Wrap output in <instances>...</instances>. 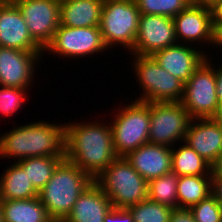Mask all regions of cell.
Wrapping results in <instances>:
<instances>
[{"instance_id":"1","label":"cell","mask_w":222,"mask_h":222,"mask_svg":"<svg viewBox=\"0 0 222 222\" xmlns=\"http://www.w3.org/2000/svg\"><path fill=\"white\" fill-rule=\"evenodd\" d=\"M108 124L100 120L65 124V159L93 180L117 158Z\"/></svg>"},{"instance_id":"2","label":"cell","mask_w":222,"mask_h":222,"mask_svg":"<svg viewBox=\"0 0 222 222\" xmlns=\"http://www.w3.org/2000/svg\"><path fill=\"white\" fill-rule=\"evenodd\" d=\"M65 124L25 123L0 136V157L17 161L39 156H65Z\"/></svg>"},{"instance_id":"3","label":"cell","mask_w":222,"mask_h":222,"mask_svg":"<svg viewBox=\"0 0 222 222\" xmlns=\"http://www.w3.org/2000/svg\"><path fill=\"white\" fill-rule=\"evenodd\" d=\"M94 180L77 165L63 159L38 197L54 222H63L81 193Z\"/></svg>"},{"instance_id":"4","label":"cell","mask_w":222,"mask_h":222,"mask_svg":"<svg viewBox=\"0 0 222 222\" xmlns=\"http://www.w3.org/2000/svg\"><path fill=\"white\" fill-rule=\"evenodd\" d=\"M94 181L113 207L128 208L148 199V182L125 157H117Z\"/></svg>"},{"instance_id":"5","label":"cell","mask_w":222,"mask_h":222,"mask_svg":"<svg viewBox=\"0 0 222 222\" xmlns=\"http://www.w3.org/2000/svg\"><path fill=\"white\" fill-rule=\"evenodd\" d=\"M110 126L113 148L117 157H126L130 152L149 143L150 103L134 100L123 107L117 106Z\"/></svg>"},{"instance_id":"6","label":"cell","mask_w":222,"mask_h":222,"mask_svg":"<svg viewBox=\"0 0 222 222\" xmlns=\"http://www.w3.org/2000/svg\"><path fill=\"white\" fill-rule=\"evenodd\" d=\"M134 55L132 67L142 88L139 100L152 102H181L184 96V83L162 68L152 56Z\"/></svg>"},{"instance_id":"7","label":"cell","mask_w":222,"mask_h":222,"mask_svg":"<svg viewBox=\"0 0 222 222\" xmlns=\"http://www.w3.org/2000/svg\"><path fill=\"white\" fill-rule=\"evenodd\" d=\"M139 17L134 0H104L99 28L106 47L113 49L121 45L130 52L135 44Z\"/></svg>"},{"instance_id":"8","label":"cell","mask_w":222,"mask_h":222,"mask_svg":"<svg viewBox=\"0 0 222 222\" xmlns=\"http://www.w3.org/2000/svg\"><path fill=\"white\" fill-rule=\"evenodd\" d=\"M210 61L206 59L184 84L181 103L191 119L213 118L220 105L216 95V70Z\"/></svg>"},{"instance_id":"9","label":"cell","mask_w":222,"mask_h":222,"mask_svg":"<svg viewBox=\"0 0 222 222\" xmlns=\"http://www.w3.org/2000/svg\"><path fill=\"white\" fill-rule=\"evenodd\" d=\"M190 120L181 102L150 103L149 143L174 147L184 141Z\"/></svg>"},{"instance_id":"10","label":"cell","mask_w":222,"mask_h":222,"mask_svg":"<svg viewBox=\"0 0 222 222\" xmlns=\"http://www.w3.org/2000/svg\"><path fill=\"white\" fill-rule=\"evenodd\" d=\"M108 50L99 26L68 27L59 25L51 42L43 50L64 58L86 57Z\"/></svg>"},{"instance_id":"11","label":"cell","mask_w":222,"mask_h":222,"mask_svg":"<svg viewBox=\"0 0 222 222\" xmlns=\"http://www.w3.org/2000/svg\"><path fill=\"white\" fill-rule=\"evenodd\" d=\"M32 39L44 50L60 25V0H15Z\"/></svg>"},{"instance_id":"12","label":"cell","mask_w":222,"mask_h":222,"mask_svg":"<svg viewBox=\"0 0 222 222\" xmlns=\"http://www.w3.org/2000/svg\"><path fill=\"white\" fill-rule=\"evenodd\" d=\"M177 43L174 22L171 17L140 14L135 44L129 53L151 56L155 52Z\"/></svg>"},{"instance_id":"13","label":"cell","mask_w":222,"mask_h":222,"mask_svg":"<svg viewBox=\"0 0 222 222\" xmlns=\"http://www.w3.org/2000/svg\"><path fill=\"white\" fill-rule=\"evenodd\" d=\"M177 41L193 45L198 41L214 45L213 9L209 6L189 5L185 10L172 18ZM186 42V43H185ZM189 43V44H188Z\"/></svg>"},{"instance_id":"14","label":"cell","mask_w":222,"mask_h":222,"mask_svg":"<svg viewBox=\"0 0 222 222\" xmlns=\"http://www.w3.org/2000/svg\"><path fill=\"white\" fill-rule=\"evenodd\" d=\"M43 53L0 46V86L29 88Z\"/></svg>"},{"instance_id":"15","label":"cell","mask_w":222,"mask_h":222,"mask_svg":"<svg viewBox=\"0 0 222 222\" xmlns=\"http://www.w3.org/2000/svg\"><path fill=\"white\" fill-rule=\"evenodd\" d=\"M198 49L192 45L177 43L159 50L151 56L162 68L185 84L208 58L206 52Z\"/></svg>"},{"instance_id":"16","label":"cell","mask_w":222,"mask_h":222,"mask_svg":"<svg viewBox=\"0 0 222 222\" xmlns=\"http://www.w3.org/2000/svg\"><path fill=\"white\" fill-rule=\"evenodd\" d=\"M0 46L22 51H43L32 39L20 10L13 2L0 3Z\"/></svg>"},{"instance_id":"17","label":"cell","mask_w":222,"mask_h":222,"mask_svg":"<svg viewBox=\"0 0 222 222\" xmlns=\"http://www.w3.org/2000/svg\"><path fill=\"white\" fill-rule=\"evenodd\" d=\"M184 142L212 165L222 152V126L214 118L191 119Z\"/></svg>"},{"instance_id":"18","label":"cell","mask_w":222,"mask_h":222,"mask_svg":"<svg viewBox=\"0 0 222 222\" xmlns=\"http://www.w3.org/2000/svg\"><path fill=\"white\" fill-rule=\"evenodd\" d=\"M125 158L147 182L172 171L171 148L164 145L146 143Z\"/></svg>"},{"instance_id":"19","label":"cell","mask_w":222,"mask_h":222,"mask_svg":"<svg viewBox=\"0 0 222 222\" xmlns=\"http://www.w3.org/2000/svg\"><path fill=\"white\" fill-rule=\"evenodd\" d=\"M112 207L111 200L93 181L78 197L63 222H104L105 215Z\"/></svg>"},{"instance_id":"20","label":"cell","mask_w":222,"mask_h":222,"mask_svg":"<svg viewBox=\"0 0 222 222\" xmlns=\"http://www.w3.org/2000/svg\"><path fill=\"white\" fill-rule=\"evenodd\" d=\"M104 0H60V25L99 26Z\"/></svg>"},{"instance_id":"21","label":"cell","mask_w":222,"mask_h":222,"mask_svg":"<svg viewBox=\"0 0 222 222\" xmlns=\"http://www.w3.org/2000/svg\"><path fill=\"white\" fill-rule=\"evenodd\" d=\"M10 166V167H9ZM0 175V200H21L38 197L27 172L16 162Z\"/></svg>"},{"instance_id":"22","label":"cell","mask_w":222,"mask_h":222,"mask_svg":"<svg viewBox=\"0 0 222 222\" xmlns=\"http://www.w3.org/2000/svg\"><path fill=\"white\" fill-rule=\"evenodd\" d=\"M3 222H54L39 197L0 200Z\"/></svg>"},{"instance_id":"23","label":"cell","mask_w":222,"mask_h":222,"mask_svg":"<svg viewBox=\"0 0 222 222\" xmlns=\"http://www.w3.org/2000/svg\"><path fill=\"white\" fill-rule=\"evenodd\" d=\"M212 194V175L179 176L177 208H190Z\"/></svg>"},{"instance_id":"24","label":"cell","mask_w":222,"mask_h":222,"mask_svg":"<svg viewBox=\"0 0 222 222\" xmlns=\"http://www.w3.org/2000/svg\"><path fill=\"white\" fill-rule=\"evenodd\" d=\"M181 143L177 149L171 148L172 172L178 176L212 175L211 165L184 141Z\"/></svg>"},{"instance_id":"25","label":"cell","mask_w":222,"mask_h":222,"mask_svg":"<svg viewBox=\"0 0 222 222\" xmlns=\"http://www.w3.org/2000/svg\"><path fill=\"white\" fill-rule=\"evenodd\" d=\"M65 156H37L16 161L27 172L34 188L40 190L51 179L58 164Z\"/></svg>"},{"instance_id":"26","label":"cell","mask_w":222,"mask_h":222,"mask_svg":"<svg viewBox=\"0 0 222 222\" xmlns=\"http://www.w3.org/2000/svg\"><path fill=\"white\" fill-rule=\"evenodd\" d=\"M178 175L166 173L148 182V199L171 209L177 208Z\"/></svg>"},{"instance_id":"27","label":"cell","mask_w":222,"mask_h":222,"mask_svg":"<svg viewBox=\"0 0 222 222\" xmlns=\"http://www.w3.org/2000/svg\"><path fill=\"white\" fill-rule=\"evenodd\" d=\"M134 222H169L171 208L149 199L126 208Z\"/></svg>"},{"instance_id":"28","label":"cell","mask_w":222,"mask_h":222,"mask_svg":"<svg viewBox=\"0 0 222 222\" xmlns=\"http://www.w3.org/2000/svg\"><path fill=\"white\" fill-rule=\"evenodd\" d=\"M140 14L175 17L189 5V0H134Z\"/></svg>"},{"instance_id":"29","label":"cell","mask_w":222,"mask_h":222,"mask_svg":"<svg viewBox=\"0 0 222 222\" xmlns=\"http://www.w3.org/2000/svg\"><path fill=\"white\" fill-rule=\"evenodd\" d=\"M29 88L5 87L0 88V113L5 117H13L18 109L23 107L29 95Z\"/></svg>"},{"instance_id":"30","label":"cell","mask_w":222,"mask_h":222,"mask_svg":"<svg viewBox=\"0 0 222 222\" xmlns=\"http://www.w3.org/2000/svg\"><path fill=\"white\" fill-rule=\"evenodd\" d=\"M189 209L195 222H222V204L216 200L213 194Z\"/></svg>"},{"instance_id":"31","label":"cell","mask_w":222,"mask_h":222,"mask_svg":"<svg viewBox=\"0 0 222 222\" xmlns=\"http://www.w3.org/2000/svg\"><path fill=\"white\" fill-rule=\"evenodd\" d=\"M104 222H134L131 213L126 208L112 207L105 215Z\"/></svg>"},{"instance_id":"32","label":"cell","mask_w":222,"mask_h":222,"mask_svg":"<svg viewBox=\"0 0 222 222\" xmlns=\"http://www.w3.org/2000/svg\"><path fill=\"white\" fill-rule=\"evenodd\" d=\"M169 222H195L189 208H174L171 210Z\"/></svg>"},{"instance_id":"33","label":"cell","mask_w":222,"mask_h":222,"mask_svg":"<svg viewBox=\"0 0 222 222\" xmlns=\"http://www.w3.org/2000/svg\"><path fill=\"white\" fill-rule=\"evenodd\" d=\"M214 68H216V95L219 104L222 105V64L219 67L214 65Z\"/></svg>"},{"instance_id":"34","label":"cell","mask_w":222,"mask_h":222,"mask_svg":"<svg viewBox=\"0 0 222 222\" xmlns=\"http://www.w3.org/2000/svg\"><path fill=\"white\" fill-rule=\"evenodd\" d=\"M212 194L222 204V178H212Z\"/></svg>"},{"instance_id":"35","label":"cell","mask_w":222,"mask_h":222,"mask_svg":"<svg viewBox=\"0 0 222 222\" xmlns=\"http://www.w3.org/2000/svg\"><path fill=\"white\" fill-rule=\"evenodd\" d=\"M214 46L222 49V21H214Z\"/></svg>"},{"instance_id":"36","label":"cell","mask_w":222,"mask_h":222,"mask_svg":"<svg viewBox=\"0 0 222 222\" xmlns=\"http://www.w3.org/2000/svg\"><path fill=\"white\" fill-rule=\"evenodd\" d=\"M211 174L212 178H222V152L219 154V157L211 165Z\"/></svg>"},{"instance_id":"37","label":"cell","mask_w":222,"mask_h":222,"mask_svg":"<svg viewBox=\"0 0 222 222\" xmlns=\"http://www.w3.org/2000/svg\"><path fill=\"white\" fill-rule=\"evenodd\" d=\"M212 9L214 21H222V0H219Z\"/></svg>"},{"instance_id":"38","label":"cell","mask_w":222,"mask_h":222,"mask_svg":"<svg viewBox=\"0 0 222 222\" xmlns=\"http://www.w3.org/2000/svg\"><path fill=\"white\" fill-rule=\"evenodd\" d=\"M219 0H189L190 5L213 7Z\"/></svg>"},{"instance_id":"39","label":"cell","mask_w":222,"mask_h":222,"mask_svg":"<svg viewBox=\"0 0 222 222\" xmlns=\"http://www.w3.org/2000/svg\"><path fill=\"white\" fill-rule=\"evenodd\" d=\"M213 118L222 126V105H219L217 113Z\"/></svg>"},{"instance_id":"40","label":"cell","mask_w":222,"mask_h":222,"mask_svg":"<svg viewBox=\"0 0 222 222\" xmlns=\"http://www.w3.org/2000/svg\"><path fill=\"white\" fill-rule=\"evenodd\" d=\"M0 222H3L1 203H0Z\"/></svg>"},{"instance_id":"41","label":"cell","mask_w":222,"mask_h":222,"mask_svg":"<svg viewBox=\"0 0 222 222\" xmlns=\"http://www.w3.org/2000/svg\"><path fill=\"white\" fill-rule=\"evenodd\" d=\"M1 2H13L15 0H0Z\"/></svg>"}]
</instances>
